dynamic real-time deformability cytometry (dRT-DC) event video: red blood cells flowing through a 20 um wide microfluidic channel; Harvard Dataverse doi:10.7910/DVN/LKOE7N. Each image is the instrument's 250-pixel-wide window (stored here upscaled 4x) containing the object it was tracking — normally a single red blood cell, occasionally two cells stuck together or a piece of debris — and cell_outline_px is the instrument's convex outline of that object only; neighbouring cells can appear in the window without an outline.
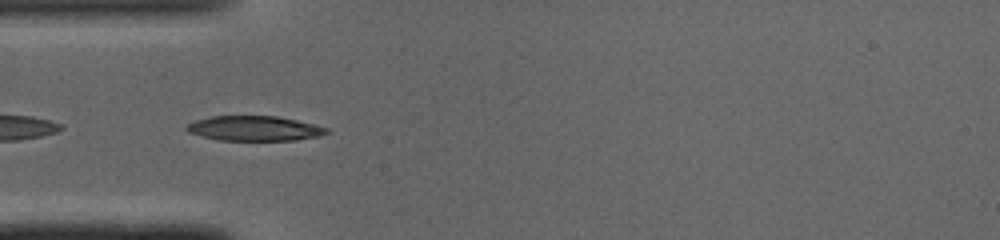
{"species": "common noctule bat (a hibernating species)", "species_latin": "Nyctalus noctula", "temperature_condition": "cold", "stored_images_in_passage": 36, "camera_frame_rate_fps": 3000, "um_per_image_px": 0.085, "animal": {"sex": "male", "body_mass_g": 19.0, "forearm_length_mm": 50.8}, "frame": {"image": 1, "passage_image": 4, "time_ms": 1.0, "image_size_px": [1000, 240], "cell_outline_px": [[332, 132], [320, 136], [292, 140], [220, 140], [188, 132], [184, 128], [188, 124], [196, 120], [212, 116], [276, 116], [296, 120], [328, 128]], "centroid_in_image_um": [21.65, 10.91], "position_along_channel_um": 63.4, "area_um2": 20.11}}
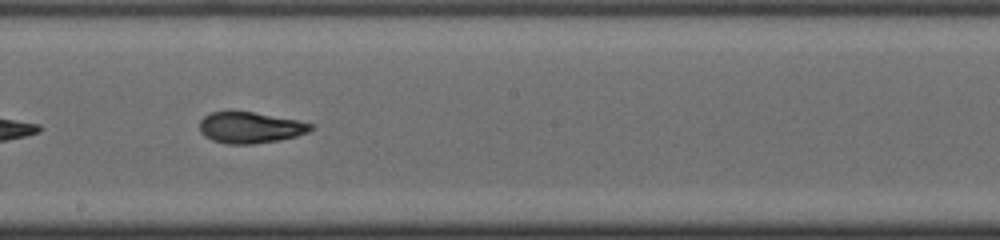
{"frame": {"image": 2, "passage_image": 16, "time_ms": 5.0, "image_size_px": [1000, 240], "cell_outline_px": [[316, 128], [308, 132], [296, 136], [280, 140], [252, 144], [228, 144], [212, 140], [204, 136], [200, 132], [200, 120], [204, 116], [212, 112], [252, 112], [296, 120], [316, 124]], "centroid_in_image_um": [21.3, 10.85], "position_along_channel_um": 226.9, "area_um2": 20.17}}
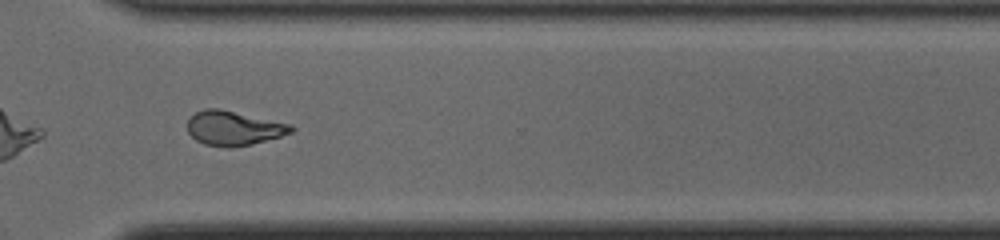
{"frame": {"image": 3, "passage_image": 25, "time_ms": 8.0, "image_size_px": [1000, 240], "cell_outline_px": [[296, 128], [292, 132], [280, 136], [252, 144], [228, 148], [204, 144], [196, 140], [188, 132], [188, 120], [196, 112], [204, 108], [220, 108], [292, 124]], "centroid_in_image_um": [19.87, 10.88], "position_along_channel_um": 350.7, "area_um2": 20.87}, "authors_computed_cell_mechanics": {"area_um2": 20.3456, "velocity_mm_per_s": 4.1026, "shape_relaxation_time_tau1_ms": null, "shape_relaxation_time_tau2_ms": 2.6283, "deformation_change_tau1": null, "deformation_change_tau2": 0.0813}}